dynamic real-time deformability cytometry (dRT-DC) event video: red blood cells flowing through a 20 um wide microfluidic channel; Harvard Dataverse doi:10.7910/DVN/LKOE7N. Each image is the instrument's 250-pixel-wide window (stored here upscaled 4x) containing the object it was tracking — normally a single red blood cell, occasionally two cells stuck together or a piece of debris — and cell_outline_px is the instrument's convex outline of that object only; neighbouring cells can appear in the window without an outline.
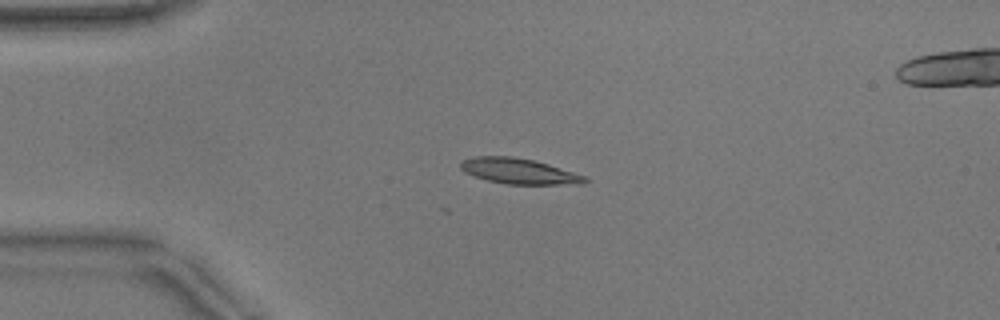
{"species": "common noctule bat (a hibernating species)", "species_latin": "Nyctalus noctula", "temperature_condition": "warm", "stored_images_in_passage": 4, "camera_frame_rate_fps": 3000, "um_per_image_px": 0.085, "animal": {"sex": "male", "body_mass_g": 17.9}, "frame": {"image": 1, "passage_image": 1, "time_ms": 0.0, "image_size_px": [1000, 320], "cell_outline_px": [[588, 180], [584, 184], [508, 184], [488, 180], [472, 176], [464, 172], [460, 168], [460, 164], [464, 160], [476, 156], [512, 156], [532, 160], [548, 164], [584, 176]], "centroid_in_image_um": [44.08, 14.55], "position_along_channel_um": 40.9, "area_um2": 18.26}}